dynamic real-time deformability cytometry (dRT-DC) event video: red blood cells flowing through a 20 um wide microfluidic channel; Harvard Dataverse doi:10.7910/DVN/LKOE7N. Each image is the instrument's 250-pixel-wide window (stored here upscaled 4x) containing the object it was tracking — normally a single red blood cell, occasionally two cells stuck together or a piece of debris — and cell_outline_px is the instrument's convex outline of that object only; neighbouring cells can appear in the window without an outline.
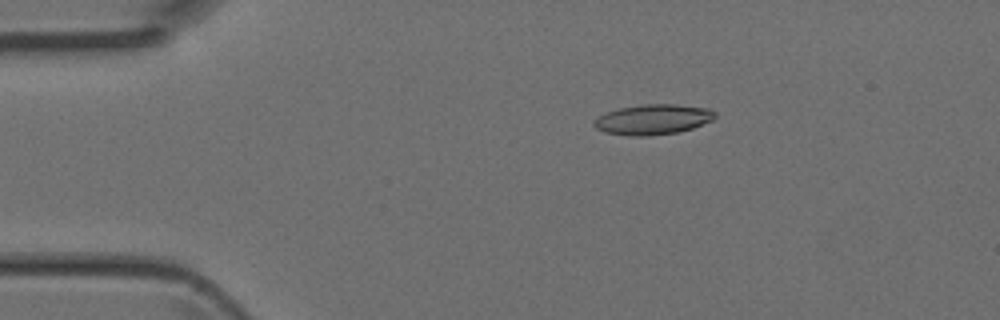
{"species": "Egyptian fruit bat (a non-hibernating species)", "species_latin": "Rousettus aegyptiacus", "temperature_condition": "room temperature", "stored_images_in_passage": 2, "camera_frame_rate_fps": 3000, "um_per_image_px": 0.085, "animal": {"sex": "female"}, "frame": {"image": 1, "passage_image": 1, "time_ms": 0.0, "image_size_px": [1000, 320], "cell_outline_px": [[716, 116], [712, 120], [692, 128], [676, 132], [648, 136], [628, 136], [604, 132], [596, 128], [592, 124], [600, 116], [608, 112], [620, 108], [644, 104], [676, 104], [708, 108], [716, 112]], "centroid_in_image_um": [55.51, 10.15], "position_along_channel_um": 29.5, "area_um2": 21.15}}